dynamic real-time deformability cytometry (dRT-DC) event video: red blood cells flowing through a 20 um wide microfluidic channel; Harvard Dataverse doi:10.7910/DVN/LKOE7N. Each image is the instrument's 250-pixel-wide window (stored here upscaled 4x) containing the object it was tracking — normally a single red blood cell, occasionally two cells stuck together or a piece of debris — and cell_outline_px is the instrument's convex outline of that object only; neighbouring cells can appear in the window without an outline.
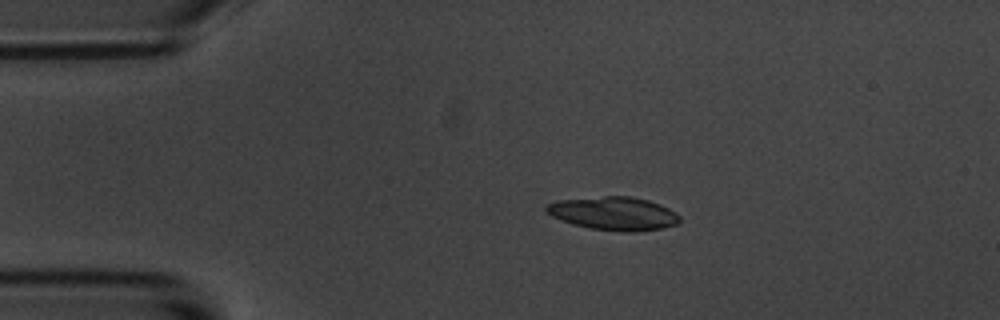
{"species": "common noctule bat (a hibernating species)", "species_latin": "Nyctalus noctula", "temperature_condition": "room temperature", "stored_images_in_passage": 4, "camera_frame_rate_fps": 3000, "um_per_image_px": 0.085, "animal": {"sex": "male", "body_mass_g": 20.1, "forearm_length_mm": 53.5}, "frame": {"image": 1, "passage_image": 3, "time_ms": 2.333, "image_size_px": [1000, 320], "cell_outline_px": [[680, 220], [676, 224], [664, 228], [632, 232], [588, 228], [572, 224], [560, 220], [544, 212], [544, 208], [548, 204], [556, 200], [604, 196], [632, 196], [648, 200], [660, 204], [676, 212], [680, 216]], "centroid_in_image_um": [52.14, 18.14], "position_along_channel_um": 32.9, "area_um2": 26.07}}